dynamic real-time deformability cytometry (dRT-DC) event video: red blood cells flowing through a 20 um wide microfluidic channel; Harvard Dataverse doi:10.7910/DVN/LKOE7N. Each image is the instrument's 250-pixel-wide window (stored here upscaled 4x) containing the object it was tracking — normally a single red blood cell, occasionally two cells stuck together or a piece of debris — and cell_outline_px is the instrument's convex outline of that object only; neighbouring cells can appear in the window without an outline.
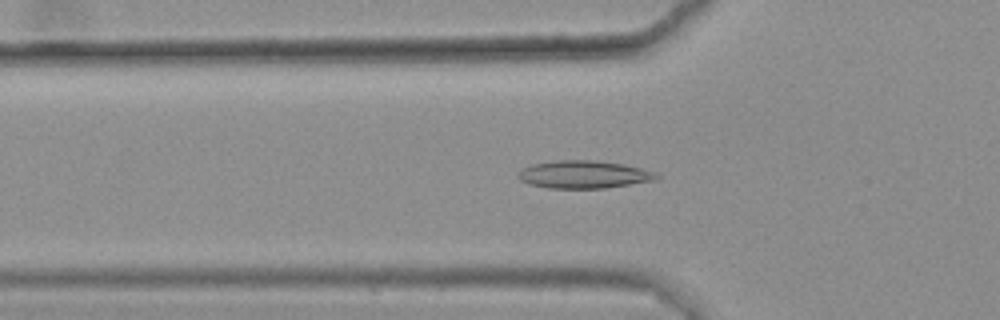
{"species": "common noctule bat (a hibernating species)", "species_latin": "Nyctalus noctula", "temperature_condition": "warm", "stored_images_in_passage": 33, "camera_frame_rate_fps": 3000, "um_per_image_px": 0.085, "animal": {"sex": "female", "body_mass_g": 25.1}, "frame": {"image": 1, "passage_image": 4, "time_ms": 1.0, "image_size_px": [1000, 320], "cell_outline_px": [[660, 176], [656, 180], [604, 188], [548, 188], [528, 184], [520, 180], [516, 176], [516, 172], [520, 168], [532, 164], [560, 160], [596, 160], [624, 164], [640, 168], [652, 172]], "centroid_in_image_um": [49.55, 14.83], "position_along_channel_um": 76.3, "area_um2": 22.43}}
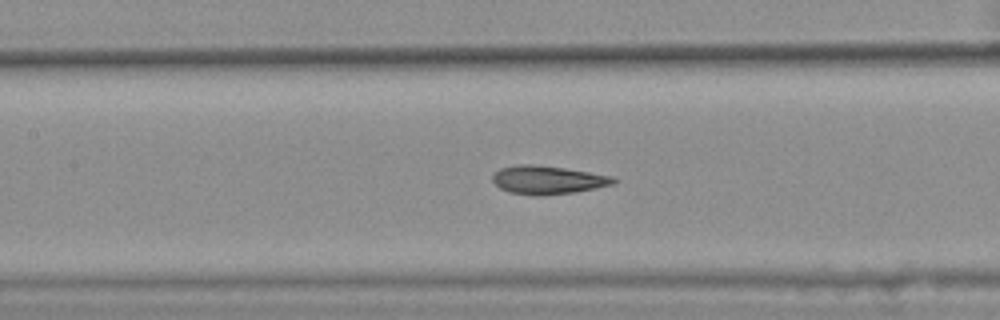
{"frame": {"image": 2, "passage_image": 11, "time_ms": 3.333, "image_size_px": [1000, 320], "cell_outline_px": [[620, 180], [616, 184], [576, 192], [544, 196], [532, 196], [508, 192], [500, 188], [492, 180], [492, 176], [500, 168], [520, 164], [532, 164], [564, 168], [612, 176]], "centroid_in_image_um": [46.58, 15.31], "position_along_channel_um": 160.8, "area_um2": 20.23}}
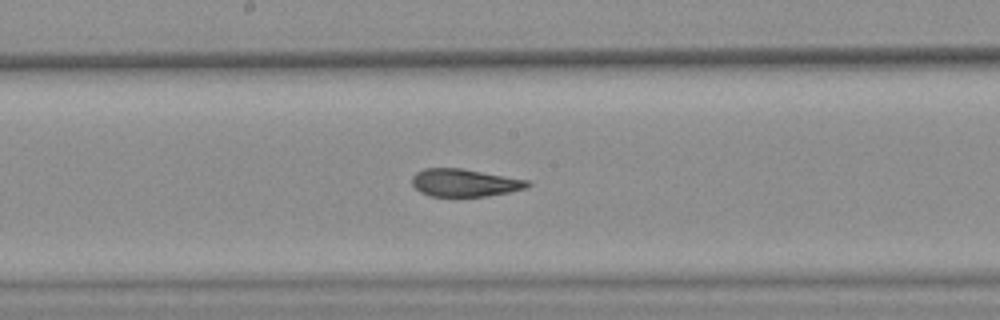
{"frame": {"image": 3, "passage_image": 15, "time_ms": 4.667, "image_size_px": [1000, 320], "cell_outline_px": [[532, 184], [528, 188], [508, 192], [484, 196], [432, 196], [420, 192], [412, 184], [412, 176], [416, 172], [424, 168], [460, 168], [528, 180]], "centroid_in_image_um": [39.48, 15.53], "position_along_channel_um": 208.7, "area_um2": 18.5}, "authors_computed_cell_mechanics": {"area_um2": 19.5942, "velocity_mm_per_s": 3.6025, "shape_relaxation_time_tau1_ms": 7.3126, "shape_relaxation_time_tau2_ms": 1.6368, "deformation_change_tau1": 0.1903, "deformation_change_tau2": 0.0916}}